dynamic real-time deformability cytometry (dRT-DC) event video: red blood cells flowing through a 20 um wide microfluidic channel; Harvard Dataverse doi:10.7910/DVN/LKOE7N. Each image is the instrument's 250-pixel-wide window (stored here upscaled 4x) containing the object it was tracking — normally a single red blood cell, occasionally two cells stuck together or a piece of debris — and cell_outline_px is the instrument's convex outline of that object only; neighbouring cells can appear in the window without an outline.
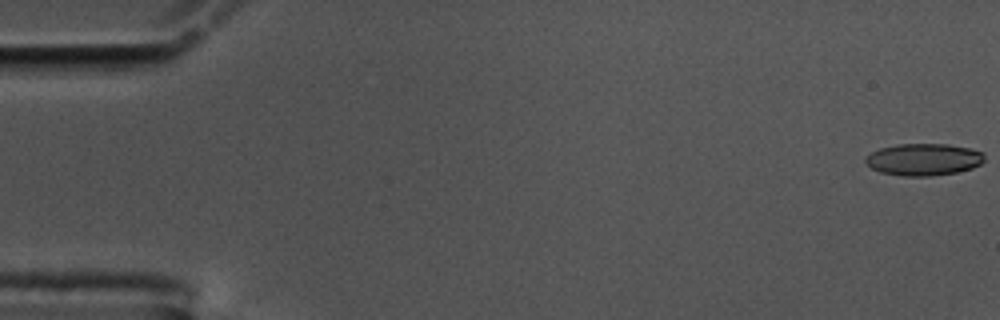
{"species": "common noctule bat (a hibernating species)", "species_latin": "Nyctalus noctula", "temperature_condition": "cold", "stored_images_in_passage": 57, "camera_frame_rate_fps": 3000, "um_per_image_px": 0.085, "animal": {"sex": "male", "body_mass_g": 17.5, "forearm_length_mm": 52.3}, "frame": {"image": 1, "passage_image": 1, "time_ms": 0.0, "image_size_px": [1000, 320], "cell_outline_px": [[984, 160], [980, 164], [972, 168], [956, 172], [932, 176], [900, 176], [880, 172], [872, 168], [864, 160], [864, 156], [880, 148], [896, 144], [948, 144], [968, 148], [984, 152]], "centroid_in_image_um": [78.49, 13.55], "position_along_channel_um": 6.5, "area_um2": 22.25}}
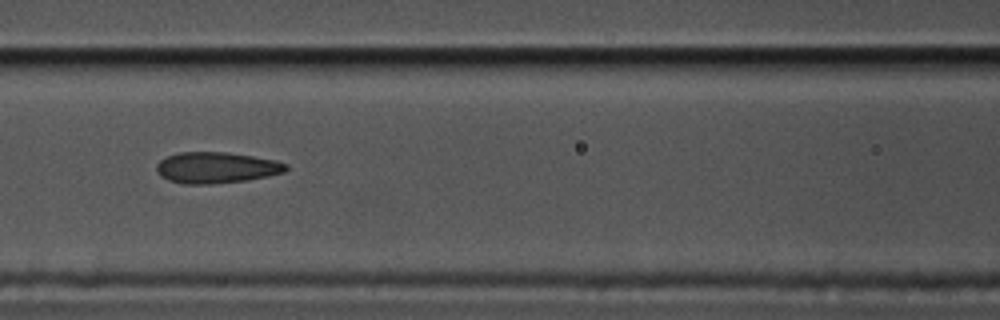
{"frame": {"image": 2, "passage_image": 25, "time_ms": 8.0, "image_size_px": [1000, 320], "cell_outline_px": [[288, 168], [284, 172], [268, 176], [248, 180], [208, 184], [184, 184], [168, 180], [160, 176], [156, 168], [156, 164], [160, 160], [168, 156], [180, 152], [228, 152], [276, 160], [288, 164]], "centroid_in_image_um": [18.39, 14.25], "position_along_channel_um": 148.2, "area_um2": 23.52}}
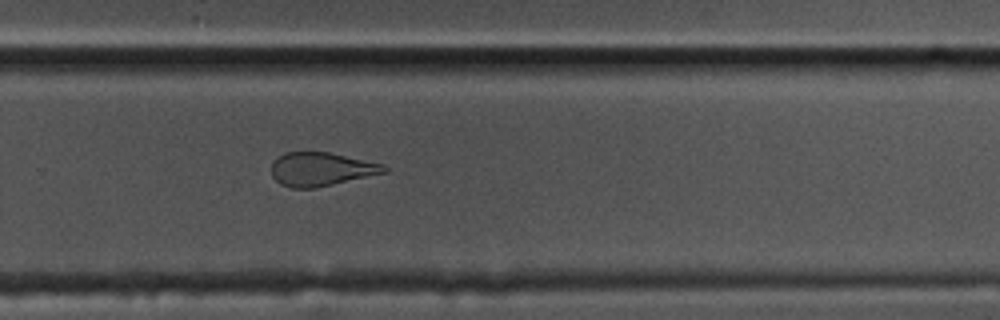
{"frame": {"image": 3, "passage_image": 38, "time_ms": 12.333, "image_size_px": [1000, 320], "cell_outline_px": [[388, 172], [316, 188], [292, 188], [280, 184], [272, 176], [272, 160], [276, 156], [284, 152], [328, 152], [384, 164], [388, 168]], "centroid_in_image_um": [27.28, 14.38], "position_along_channel_um": 302.5, "area_um2": 22.25}, "authors_computed_cell_mechanics": {"area_um2": 23.2356, "velocity_mm_per_s": 3.5695, "shape_relaxation_time_tau1_ms": null, "shape_relaxation_time_tau2_ms": 2.2556, "deformation_change_tau1": null, "deformation_change_tau2": 0.1018}}